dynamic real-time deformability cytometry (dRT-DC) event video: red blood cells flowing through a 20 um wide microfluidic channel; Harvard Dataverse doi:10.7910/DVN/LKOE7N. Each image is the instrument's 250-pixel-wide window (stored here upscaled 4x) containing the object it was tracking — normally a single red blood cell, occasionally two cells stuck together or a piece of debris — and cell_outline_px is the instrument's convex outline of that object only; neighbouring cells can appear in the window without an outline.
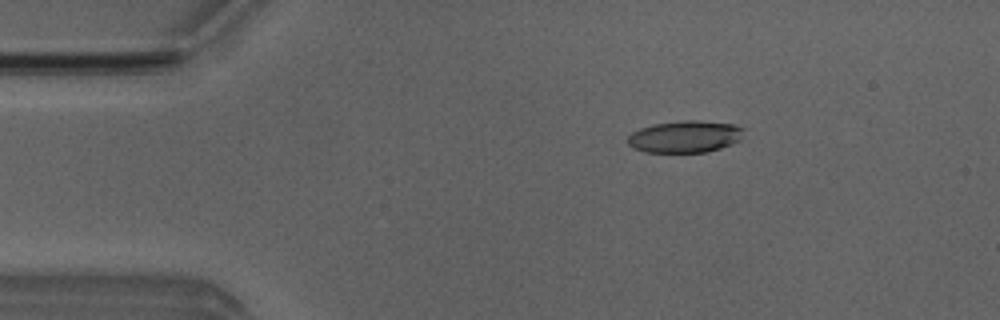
{"species": "Egyptian fruit bat (a non-hibernating species)", "species_latin": "Rousettus aegyptiacus", "temperature_condition": "room temperature", "stored_images_in_passage": 7, "camera_frame_rate_fps": 3000, "um_per_image_px": 0.085, "animal": {"sex": "male"}, "frame": {"image": 1, "passage_image": 3, "time_ms": 2.0, "image_size_px": [1000, 320], "cell_outline_px": [[744, 128], [740, 140], [732, 144], [720, 148], [704, 152], [644, 152], [632, 148], [628, 144], [628, 136], [632, 132], [640, 128], [652, 124], [684, 120], [696, 120], [736, 124]], "centroid_in_image_um": [58.22, 11.61], "position_along_channel_um": 26.8, "area_um2": 21.73}}